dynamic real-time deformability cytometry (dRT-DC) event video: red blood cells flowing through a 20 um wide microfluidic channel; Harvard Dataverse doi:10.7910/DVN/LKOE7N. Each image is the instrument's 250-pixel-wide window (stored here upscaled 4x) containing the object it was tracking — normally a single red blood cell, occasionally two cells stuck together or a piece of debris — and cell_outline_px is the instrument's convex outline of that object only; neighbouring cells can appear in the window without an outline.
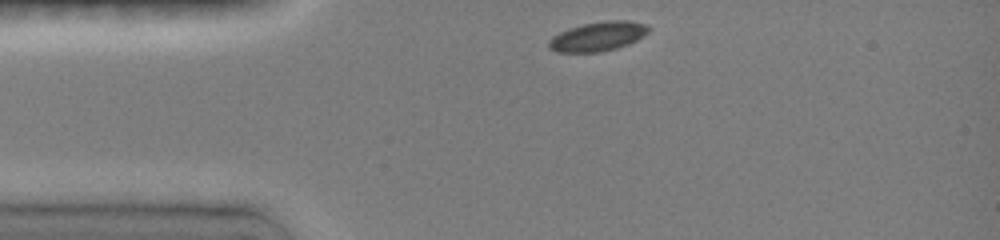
{"species": "common noctule bat (a hibernating species)", "species_latin": "Nyctalus noctula", "temperature_condition": "room temperature", "stored_images_in_passage": 33, "camera_frame_rate_fps": 3000, "um_per_image_px": 0.085, "animal": {"sex": "female", "body_mass_g": 19.0, "forearm_length_mm": 51.5}, "frame": {"image": 1, "passage_image": 1, "time_ms": 0.0, "image_size_px": [1000, 240], "cell_outline_px": [[652, 28], [648, 32], [636, 40], [628, 44], [616, 48], [596, 52], [556, 52], [548, 48], [548, 40], [552, 36], [568, 28], [580, 24], [604, 20], [628, 20], [644, 24]], "centroid_in_image_um": [50.79, 3.08], "position_along_channel_um": 34.2, "area_um2": 17.17}}
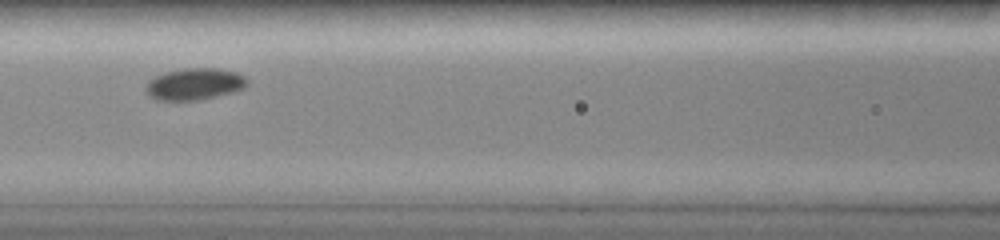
{"frame": {"image": 2, "passage_image": 12, "time_ms": 3.667, "image_size_px": [1000, 240], "cell_outline_px": [[248, 84], [244, 88], [200, 100], [156, 100], [148, 92], [148, 80], [164, 72], [184, 68], [216, 68], [236, 72], [244, 76], [248, 80]], "centroid_in_image_um": [16.56, 7.13], "position_along_channel_um": 150.0, "area_um2": 18.44}}
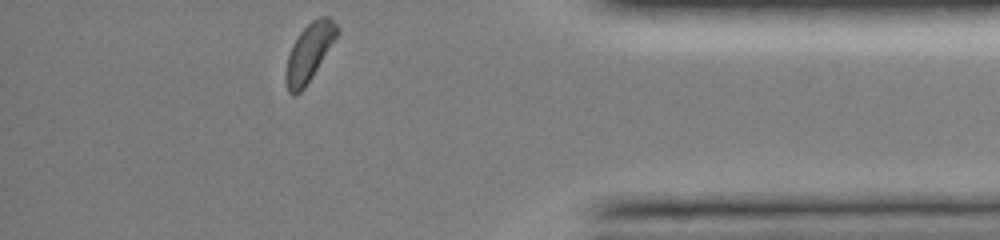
{"frame": {"image": 3, "passage_image": 33, "time_ms": 10.667, "image_size_px": [1000, 240], "cell_outline_px": [[340, 32], [312, 76], [304, 88], [300, 92], [292, 96], [288, 92], [284, 80], [284, 76], [288, 56], [292, 44], [300, 32], [312, 20], [320, 16], [328, 16], [340, 28]], "centroid_in_image_um": [26.27, 4.46], "position_along_channel_um": 408.9, "area_um2": 17.22}, "authors_computed_cell_mechanics": {"area_um2": 17.5134, "velocity_mm_per_s": 3.9709, "shape_relaxation_time_tau1_ms": 1.6021, "shape_relaxation_time_tau2_ms": null, "deformation_change_tau1": 0.0553, "deformation_change_tau2": null}}